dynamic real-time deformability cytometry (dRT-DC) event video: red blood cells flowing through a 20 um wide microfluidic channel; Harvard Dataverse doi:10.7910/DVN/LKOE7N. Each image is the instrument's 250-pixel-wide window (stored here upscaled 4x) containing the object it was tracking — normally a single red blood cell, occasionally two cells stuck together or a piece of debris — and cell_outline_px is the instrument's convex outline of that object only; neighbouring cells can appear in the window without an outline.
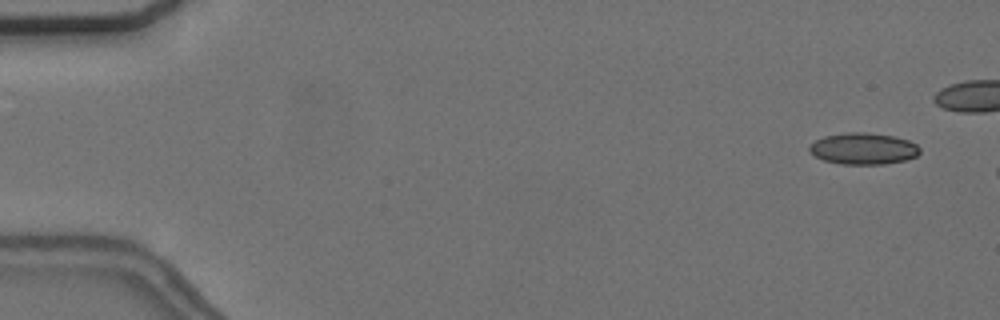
{"species": "common noctule bat (a hibernating species)", "species_latin": "Nyctalus noctula", "temperature_condition": "cold", "stored_images_in_passage": 4, "camera_frame_rate_fps": 3000, "um_per_image_px": 0.085, "animal": {"sex": "female", "body_mass_g": 24.6, "forearm_length_mm": 56.2}, "frame": {"image": 1, "passage_image": 1, "time_ms": 0.0, "image_size_px": [1000, 320], "cell_outline_px": [[920, 152], [916, 156], [904, 160], [884, 164], [840, 164], [824, 160], [808, 152], [808, 148], [816, 140], [824, 136], [852, 132], [864, 132], [892, 136], [908, 140], [916, 144], [920, 148]], "centroid_in_image_um": [73.38, 12.64], "position_along_channel_um": 11.6, "area_um2": 20.11}}